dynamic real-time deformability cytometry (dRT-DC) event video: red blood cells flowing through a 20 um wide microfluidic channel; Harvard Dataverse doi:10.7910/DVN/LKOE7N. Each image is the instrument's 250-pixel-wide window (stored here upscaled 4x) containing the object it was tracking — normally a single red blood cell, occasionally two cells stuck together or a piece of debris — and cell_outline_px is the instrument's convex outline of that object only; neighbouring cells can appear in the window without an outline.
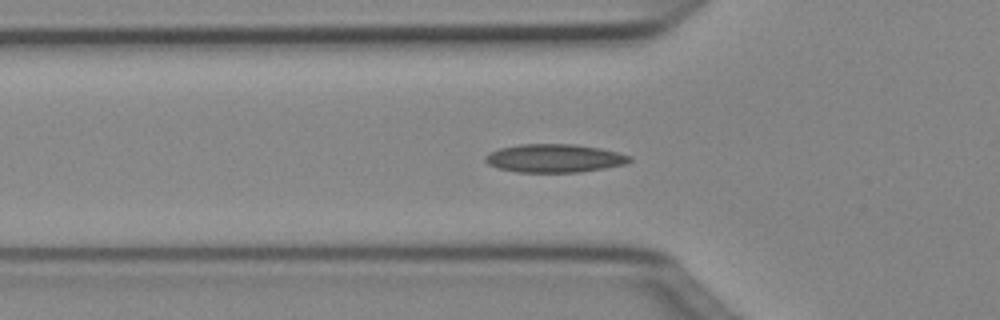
{"species": "Egyptian fruit bat (a non-hibernating species)", "species_latin": "Rousettus aegyptiacus", "temperature_condition": "cold", "stored_images_in_passage": 50, "camera_frame_rate_fps": 3000, "um_per_image_px": 0.085, "animal": {"sex": "female"}, "frame": {"image": 1, "passage_image": 16, "time_ms": 5.0, "image_size_px": [1000, 320], "cell_outline_px": [[632, 160], [624, 164], [604, 168], [580, 172], [516, 172], [500, 168], [488, 164], [484, 160], [484, 156], [488, 152], [500, 148], [520, 144], [572, 144], [600, 148], [632, 156]], "centroid_in_image_um": [47.1, 13.45], "position_along_channel_um": 78.7, "area_um2": 23.76}}
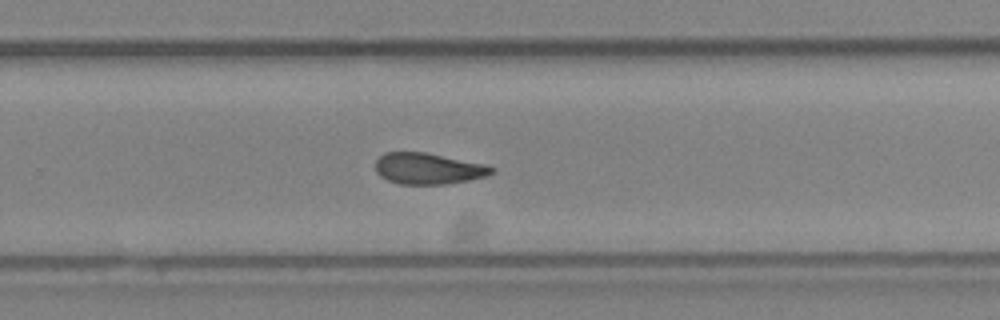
{"frame": {"image": 2, "passage_image": 32, "time_ms": 10.333, "image_size_px": [1000, 320], "cell_outline_px": [[496, 172], [488, 176], [468, 180], [444, 184], [400, 184], [388, 180], [380, 176], [376, 172], [376, 160], [384, 152], [424, 152], [488, 164], [496, 168]], "centroid_in_image_um": [36.45, 14.32], "position_along_channel_um": 293.3, "area_um2": 21.33}}
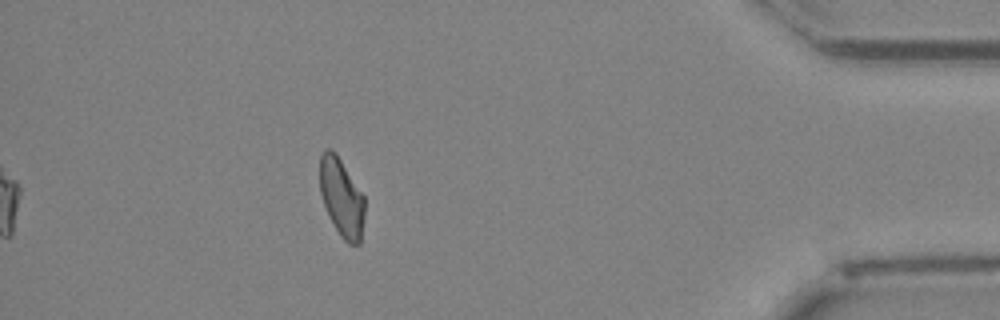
{"frame": {"image": 3, "passage_image": 44, "time_ms": 14.333, "image_size_px": [1000, 320], "cell_outline_px": [[364, 220], [360, 244], [348, 244], [340, 236], [324, 204], [320, 192], [320, 156], [324, 148], [332, 148], [336, 152], [364, 196]], "centroid_in_image_um": [29.04, 16.76], "position_along_channel_um": 406.2, "area_um2": 20.4}, "authors_computed_cell_mechanics": {"area_um2": 21.6461, "velocity_mm_per_s": 4.0337, "shape_relaxation_time_tau1_ms": 8.4423, "shape_relaxation_time_tau2_ms": 3.681, "deformation_change_tau1": 0.1741, "deformation_change_tau2": 0.0984}}